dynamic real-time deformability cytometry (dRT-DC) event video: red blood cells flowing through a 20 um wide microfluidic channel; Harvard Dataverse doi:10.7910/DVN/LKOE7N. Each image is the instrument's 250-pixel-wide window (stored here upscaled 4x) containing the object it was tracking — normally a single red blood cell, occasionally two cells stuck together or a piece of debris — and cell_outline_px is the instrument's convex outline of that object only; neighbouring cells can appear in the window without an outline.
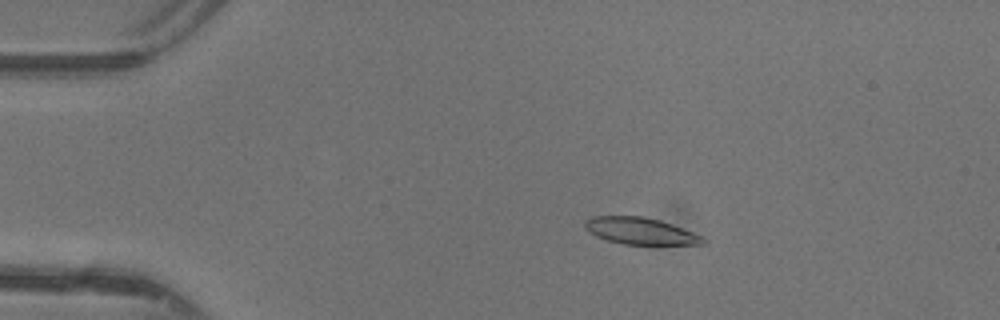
{"species": "common noctule bat (a hibernating species)", "species_latin": "Nyctalus noctula", "temperature_condition": "warm", "stored_images_in_passage": 47, "camera_frame_rate_fps": 3000, "um_per_image_px": 0.085, "animal": {"sex": "female"}, "frame": {"image": 1, "passage_image": 9, "time_ms": 2.667, "image_size_px": [1000, 320], "cell_outline_px": [[708, 240], [704, 244], [624, 244], [608, 240], [596, 236], [588, 232], [584, 228], [584, 220], [588, 216], [640, 216], [660, 220], [672, 224], [704, 236]], "centroid_in_image_um": [54.42, 19.62], "position_along_channel_um": 30.6, "area_um2": 18.55}}
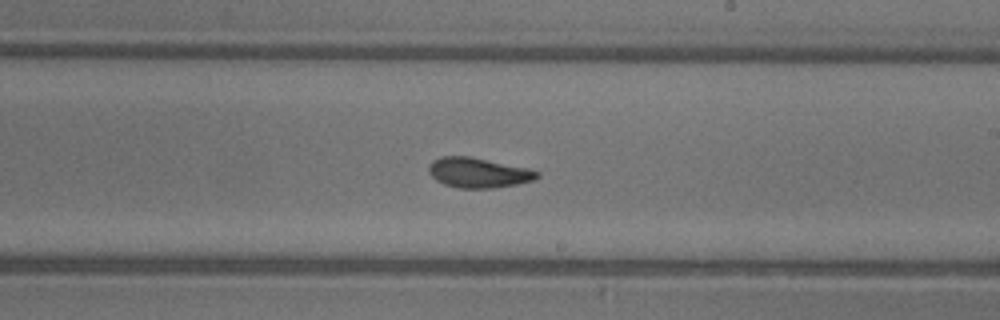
{"frame": {"image": 2, "passage_image": 28, "time_ms": 9.0, "image_size_px": [1000, 320], "cell_outline_px": [[540, 176], [532, 180], [516, 184], [496, 188], [456, 188], [444, 184], [436, 180], [428, 172], [428, 164], [432, 160], [440, 156], [468, 156], [528, 168], [540, 172]], "centroid_in_image_um": [40.62, 14.68], "position_along_channel_um": 248.4, "area_um2": 19.02}}
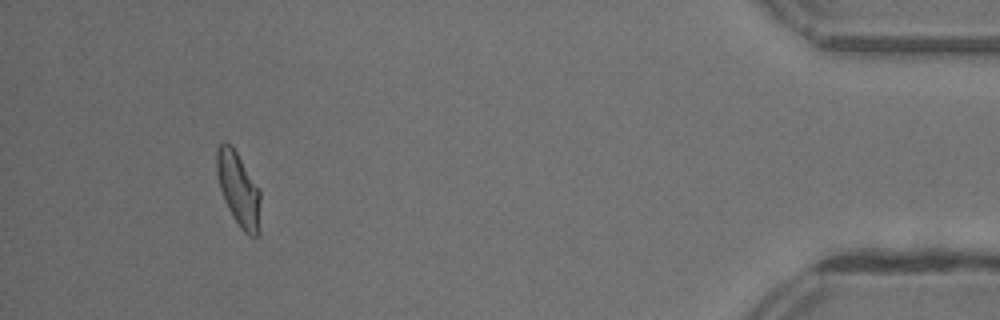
{"frame": {"image": 3, "passage_image": 44, "time_ms": 14.333, "image_size_px": [1000, 320], "cell_outline_px": [[260, 232], [256, 236], [248, 236], [240, 228], [232, 216], [224, 200], [220, 188], [216, 172], [216, 148], [224, 140], [232, 144], [260, 188]], "centroid_in_image_um": [20.28, 16.06], "position_along_channel_um": 414.9, "area_um2": 19.36}, "authors_computed_cell_mechanics": {"area_um2": 18.8428, "velocity_mm_per_s": 4.3841, "shape_relaxation_time_tau1_ms": 6.4071, "shape_relaxation_time_tau2_ms": 2.0195, "deformation_change_tau1": 0.2023, "deformation_change_tau2": 0.0907}}